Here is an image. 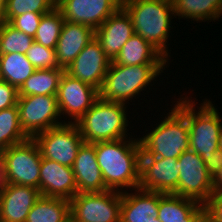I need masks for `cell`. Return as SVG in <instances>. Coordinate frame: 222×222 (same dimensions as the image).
<instances>
[{"mask_svg":"<svg viewBox=\"0 0 222 222\" xmlns=\"http://www.w3.org/2000/svg\"><path fill=\"white\" fill-rule=\"evenodd\" d=\"M181 99V100H180ZM164 120L142 138L141 157L178 158L190 149L186 97H180Z\"/></svg>","mask_w":222,"mask_h":222,"instance_id":"7a4b0ae2","label":"cell"},{"mask_svg":"<svg viewBox=\"0 0 222 222\" xmlns=\"http://www.w3.org/2000/svg\"><path fill=\"white\" fill-rule=\"evenodd\" d=\"M126 105L98 98L75 123L84 142L96 143L128 138Z\"/></svg>","mask_w":222,"mask_h":222,"instance_id":"8992f818","label":"cell"},{"mask_svg":"<svg viewBox=\"0 0 222 222\" xmlns=\"http://www.w3.org/2000/svg\"><path fill=\"white\" fill-rule=\"evenodd\" d=\"M33 43L34 38L16 29L9 22L0 25V54H26Z\"/></svg>","mask_w":222,"mask_h":222,"instance_id":"f546056e","label":"cell"},{"mask_svg":"<svg viewBox=\"0 0 222 222\" xmlns=\"http://www.w3.org/2000/svg\"><path fill=\"white\" fill-rule=\"evenodd\" d=\"M5 186L3 152L0 151V191Z\"/></svg>","mask_w":222,"mask_h":222,"instance_id":"8d00e7d4","label":"cell"},{"mask_svg":"<svg viewBox=\"0 0 222 222\" xmlns=\"http://www.w3.org/2000/svg\"><path fill=\"white\" fill-rule=\"evenodd\" d=\"M56 97L60 115L76 123L99 98V91L64 71Z\"/></svg>","mask_w":222,"mask_h":222,"instance_id":"7c38bea8","label":"cell"},{"mask_svg":"<svg viewBox=\"0 0 222 222\" xmlns=\"http://www.w3.org/2000/svg\"><path fill=\"white\" fill-rule=\"evenodd\" d=\"M97 163L109 190H135L140 183L141 145L137 138L95 143ZM125 187V188H124Z\"/></svg>","mask_w":222,"mask_h":222,"instance_id":"6da1fadb","label":"cell"},{"mask_svg":"<svg viewBox=\"0 0 222 222\" xmlns=\"http://www.w3.org/2000/svg\"><path fill=\"white\" fill-rule=\"evenodd\" d=\"M41 196L71 200L77 194L73 169L43 158L40 166Z\"/></svg>","mask_w":222,"mask_h":222,"instance_id":"e0dca14e","label":"cell"},{"mask_svg":"<svg viewBox=\"0 0 222 222\" xmlns=\"http://www.w3.org/2000/svg\"><path fill=\"white\" fill-rule=\"evenodd\" d=\"M17 106L21 128L29 138L66 123L65 120L59 121L62 117L56 96L31 95L19 97Z\"/></svg>","mask_w":222,"mask_h":222,"instance_id":"8fae6325","label":"cell"},{"mask_svg":"<svg viewBox=\"0 0 222 222\" xmlns=\"http://www.w3.org/2000/svg\"><path fill=\"white\" fill-rule=\"evenodd\" d=\"M121 6L122 0H63L56 7L66 21L95 31Z\"/></svg>","mask_w":222,"mask_h":222,"instance_id":"5bb4252c","label":"cell"},{"mask_svg":"<svg viewBox=\"0 0 222 222\" xmlns=\"http://www.w3.org/2000/svg\"><path fill=\"white\" fill-rule=\"evenodd\" d=\"M159 192L140 188L134 193L122 191L120 222H147L149 216L157 217Z\"/></svg>","mask_w":222,"mask_h":222,"instance_id":"7402d4cb","label":"cell"},{"mask_svg":"<svg viewBox=\"0 0 222 222\" xmlns=\"http://www.w3.org/2000/svg\"><path fill=\"white\" fill-rule=\"evenodd\" d=\"M175 18L206 22L222 15V0H172Z\"/></svg>","mask_w":222,"mask_h":222,"instance_id":"cb8c5ba5","label":"cell"},{"mask_svg":"<svg viewBox=\"0 0 222 222\" xmlns=\"http://www.w3.org/2000/svg\"><path fill=\"white\" fill-rule=\"evenodd\" d=\"M178 167V187L173 194L193 199L204 206L215 191L212 168L191 149L178 157Z\"/></svg>","mask_w":222,"mask_h":222,"instance_id":"ba28073f","label":"cell"},{"mask_svg":"<svg viewBox=\"0 0 222 222\" xmlns=\"http://www.w3.org/2000/svg\"><path fill=\"white\" fill-rule=\"evenodd\" d=\"M204 207L207 222H222V191H214Z\"/></svg>","mask_w":222,"mask_h":222,"instance_id":"836d02e7","label":"cell"},{"mask_svg":"<svg viewBox=\"0 0 222 222\" xmlns=\"http://www.w3.org/2000/svg\"><path fill=\"white\" fill-rule=\"evenodd\" d=\"M5 184L30 186L40 191L41 153L33 138L2 149Z\"/></svg>","mask_w":222,"mask_h":222,"instance_id":"52a82bcc","label":"cell"},{"mask_svg":"<svg viewBox=\"0 0 222 222\" xmlns=\"http://www.w3.org/2000/svg\"><path fill=\"white\" fill-rule=\"evenodd\" d=\"M40 197L34 187L5 184L0 191V222H25Z\"/></svg>","mask_w":222,"mask_h":222,"instance_id":"ac0fdd59","label":"cell"},{"mask_svg":"<svg viewBox=\"0 0 222 222\" xmlns=\"http://www.w3.org/2000/svg\"><path fill=\"white\" fill-rule=\"evenodd\" d=\"M64 71L62 68L36 69L18 89L19 97L31 95L56 96Z\"/></svg>","mask_w":222,"mask_h":222,"instance_id":"484cf974","label":"cell"},{"mask_svg":"<svg viewBox=\"0 0 222 222\" xmlns=\"http://www.w3.org/2000/svg\"><path fill=\"white\" fill-rule=\"evenodd\" d=\"M122 7L130 15L134 33L151 43L167 59L168 38L174 14L172 0H122Z\"/></svg>","mask_w":222,"mask_h":222,"instance_id":"3957f363","label":"cell"},{"mask_svg":"<svg viewBox=\"0 0 222 222\" xmlns=\"http://www.w3.org/2000/svg\"><path fill=\"white\" fill-rule=\"evenodd\" d=\"M178 158L141 157L139 187L145 191L174 193L179 180Z\"/></svg>","mask_w":222,"mask_h":222,"instance_id":"4fadbf2b","label":"cell"},{"mask_svg":"<svg viewBox=\"0 0 222 222\" xmlns=\"http://www.w3.org/2000/svg\"><path fill=\"white\" fill-rule=\"evenodd\" d=\"M56 5L52 0H6V22H11L16 16L26 12H50Z\"/></svg>","mask_w":222,"mask_h":222,"instance_id":"4dcf8cb0","label":"cell"},{"mask_svg":"<svg viewBox=\"0 0 222 222\" xmlns=\"http://www.w3.org/2000/svg\"><path fill=\"white\" fill-rule=\"evenodd\" d=\"M28 139L19 122L18 106L0 110V148L5 149Z\"/></svg>","mask_w":222,"mask_h":222,"instance_id":"83f0119b","label":"cell"},{"mask_svg":"<svg viewBox=\"0 0 222 222\" xmlns=\"http://www.w3.org/2000/svg\"><path fill=\"white\" fill-rule=\"evenodd\" d=\"M35 70V67L28 61L26 54H0V80L8 82L17 89Z\"/></svg>","mask_w":222,"mask_h":222,"instance_id":"4316f807","label":"cell"},{"mask_svg":"<svg viewBox=\"0 0 222 222\" xmlns=\"http://www.w3.org/2000/svg\"><path fill=\"white\" fill-rule=\"evenodd\" d=\"M212 181L215 191H222V157L212 168Z\"/></svg>","mask_w":222,"mask_h":222,"instance_id":"d590c367","label":"cell"},{"mask_svg":"<svg viewBox=\"0 0 222 222\" xmlns=\"http://www.w3.org/2000/svg\"><path fill=\"white\" fill-rule=\"evenodd\" d=\"M25 222H70V201L41 196L31 208Z\"/></svg>","mask_w":222,"mask_h":222,"instance_id":"d4e9b609","label":"cell"},{"mask_svg":"<svg viewBox=\"0 0 222 222\" xmlns=\"http://www.w3.org/2000/svg\"><path fill=\"white\" fill-rule=\"evenodd\" d=\"M110 63L100 43L94 38L83 48L65 72L99 91Z\"/></svg>","mask_w":222,"mask_h":222,"instance_id":"9a60e30c","label":"cell"},{"mask_svg":"<svg viewBox=\"0 0 222 222\" xmlns=\"http://www.w3.org/2000/svg\"><path fill=\"white\" fill-rule=\"evenodd\" d=\"M191 100V101H190ZM195 101L186 96V119L189 126L190 149L213 168L220 159L219 135L222 123L218 109L205 99L196 111Z\"/></svg>","mask_w":222,"mask_h":222,"instance_id":"277c9868","label":"cell"},{"mask_svg":"<svg viewBox=\"0 0 222 222\" xmlns=\"http://www.w3.org/2000/svg\"><path fill=\"white\" fill-rule=\"evenodd\" d=\"M41 156L61 165L73 166L83 137L75 123H64L38 133L33 137Z\"/></svg>","mask_w":222,"mask_h":222,"instance_id":"30bf717a","label":"cell"},{"mask_svg":"<svg viewBox=\"0 0 222 222\" xmlns=\"http://www.w3.org/2000/svg\"><path fill=\"white\" fill-rule=\"evenodd\" d=\"M219 152H220V157H222V123H221V128H220V135H219Z\"/></svg>","mask_w":222,"mask_h":222,"instance_id":"f35d334b","label":"cell"},{"mask_svg":"<svg viewBox=\"0 0 222 222\" xmlns=\"http://www.w3.org/2000/svg\"><path fill=\"white\" fill-rule=\"evenodd\" d=\"M147 222H161L157 217L149 216V220Z\"/></svg>","mask_w":222,"mask_h":222,"instance_id":"ab89813d","label":"cell"},{"mask_svg":"<svg viewBox=\"0 0 222 222\" xmlns=\"http://www.w3.org/2000/svg\"><path fill=\"white\" fill-rule=\"evenodd\" d=\"M94 38L95 31L89 26L65 20L55 48L59 67L66 70Z\"/></svg>","mask_w":222,"mask_h":222,"instance_id":"ffe728a7","label":"cell"},{"mask_svg":"<svg viewBox=\"0 0 222 222\" xmlns=\"http://www.w3.org/2000/svg\"><path fill=\"white\" fill-rule=\"evenodd\" d=\"M157 218L161 222H207L206 210L202 204L173 193L159 192Z\"/></svg>","mask_w":222,"mask_h":222,"instance_id":"44dd1931","label":"cell"},{"mask_svg":"<svg viewBox=\"0 0 222 222\" xmlns=\"http://www.w3.org/2000/svg\"><path fill=\"white\" fill-rule=\"evenodd\" d=\"M49 12H26L22 15L16 16L10 24L21 32L35 37L37 28L39 27V23L43 14Z\"/></svg>","mask_w":222,"mask_h":222,"instance_id":"d6a6232c","label":"cell"},{"mask_svg":"<svg viewBox=\"0 0 222 222\" xmlns=\"http://www.w3.org/2000/svg\"><path fill=\"white\" fill-rule=\"evenodd\" d=\"M26 57L35 69L60 68L57 62L55 49L47 48L35 41L27 50Z\"/></svg>","mask_w":222,"mask_h":222,"instance_id":"1f68e13d","label":"cell"},{"mask_svg":"<svg viewBox=\"0 0 222 222\" xmlns=\"http://www.w3.org/2000/svg\"><path fill=\"white\" fill-rule=\"evenodd\" d=\"M134 34L131 17L122 6L95 30V38L110 61Z\"/></svg>","mask_w":222,"mask_h":222,"instance_id":"2e32d148","label":"cell"},{"mask_svg":"<svg viewBox=\"0 0 222 222\" xmlns=\"http://www.w3.org/2000/svg\"><path fill=\"white\" fill-rule=\"evenodd\" d=\"M114 62L118 65L134 66L142 64H168L169 59L140 35L134 34L124 44Z\"/></svg>","mask_w":222,"mask_h":222,"instance_id":"603a6c76","label":"cell"},{"mask_svg":"<svg viewBox=\"0 0 222 222\" xmlns=\"http://www.w3.org/2000/svg\"><path fill=\"white\" fill-rule=\"evenodd\" d=\"M5 3L6 0H0V25L6 22Z\"/></svg>","mask_w":222,"mask_h":222,"instance_id":"74e56055","label":"cell"},{"mask_svg":"<svg viewBox=\"0 0 222 222\" xmlns=\"http://www.w3.org/2000/svg\"><path fill=\"white\" fill-rule=\"evenodd\" d=\"M77 193H102L109 190L97 163L95 143L84 142L72 166Z\"/></svg>","mask_w":222,"mask_h":222,"instance_id":"d6986e66","label":"cell"},{"mask_svg":"<svg viewBox=\"0 0 222 222\" xmlns=\"http://www.w3.org/2000/svg\"><path fill=\"white\" fill-rule=\"evenodd\" d=\"M122 192L77 193L70 200V222H120Z\"/></svg>","mask_w":222,"mask_h":222,"instance_id":"9c48e42d","label":"cell"},{"mask_svg":"<svg viewBox=\"0 0 222 222\" xmlns=\"http://www.w3.org/2000/svg\"><path fill=\"white\" fill-rule=\"evenodd\" d=\"M63 0H52V2L57 6L60 2H62Z\"/></svg>","mask_w":222,"mask_h":222,"instance_id":"60d3db41","label":"cell"},{"mask_svg":"<svg viewBox=\"0 0 222 222\" xmlns=\"http://www.w3.org/2000/svg\"><path fill=\"white\" fill-rule=\"evenodd\" d=\"M167 66L166 64L127 66L111 61L99 90V98L126 104L133 97L136 98L142 90L144 91V88L152 86L151 82L163 73Z\"/></svg>","mask_w":222,"mask_h":222,"instance_id":"5b68a950","label":"cell"},{"mask_svg":"<svg viewBox=\"0 0 222 222\" xmlns=\"http://www.w3.org/2000/svg\"><path fill=\"white\" fill-rule=\"evenodd\" d=\"M64 21L63 14L57 7L43 14L34 41L47 48L55 49Z\"/></svg>","mask_w":222,"mask_h":222,"instance_id":"f1b7e54d","label":"cell"},{"mask_svg":"<svg viewBox=\"0 0 222 222\" xmlns=\"http://www.w3.org/2000/svg\"><path fill=\"white\" fill-rule=\"evenodd\" d=\"M18 89L6 81L0 80V110L17 105Z\"/></svg>","mask_w":222,"mask_h":222,"instance_id":"e575fe53","label":"cell"}]
</instances>
